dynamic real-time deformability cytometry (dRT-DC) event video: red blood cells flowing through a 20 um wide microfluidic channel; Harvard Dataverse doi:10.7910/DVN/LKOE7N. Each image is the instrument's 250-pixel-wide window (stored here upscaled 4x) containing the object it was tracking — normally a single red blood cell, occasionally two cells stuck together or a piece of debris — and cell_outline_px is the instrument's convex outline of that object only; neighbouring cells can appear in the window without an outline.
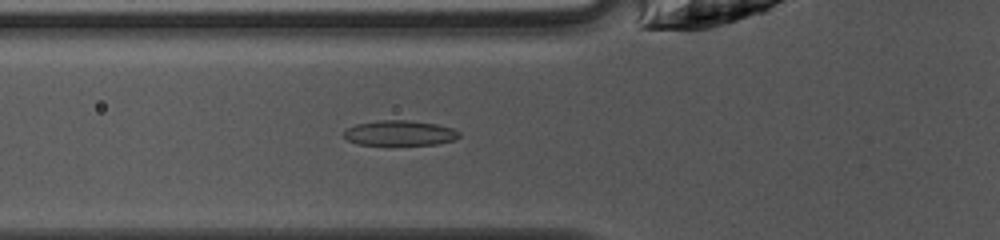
{"species": "common noctule bat (a hibernating species)", "species_latin": "Nyctalus noctula", "temperature_condition": "warm", "stored_images_in_passage": 38, "camera_frame_rate_fps": 3000, "um_per_image_px": 0.085, "animal": {"sex": "female", "body_mass_g": 10.0, "forearm_length_mm": 53.1}, "frame": {"image": 1, "passage_image": 8, "time_ms": 2.333, "image_size_px": [1000, 240], "cell_outline_px": [[460, 136], [456, 140], [436, 144], [356, 144], [348, 140], [344, 136], [344, 132], [348, 128], [356, 124], [376, 120], [408, 120], [436, 124], [452, 128], [460, 132]], "centroid_in_image_um": [34.0, 11.3], "position_along_channel_um": 91.8, "area_um2": 16.76}}
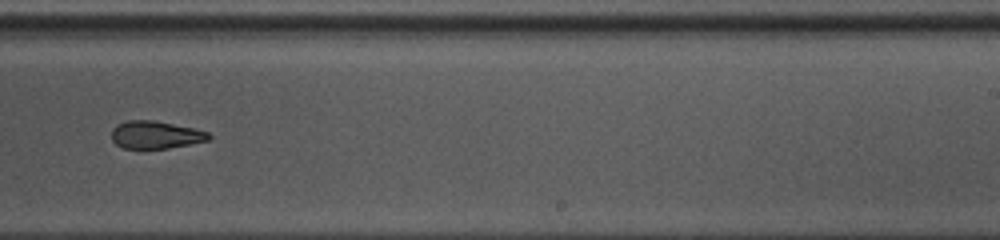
{"frame": {"image": 2, "passage_image": 21, "time_ms": 6.667, "image_size_px": [1000, 240], "cell_outline_px": [[212, 136], [208, 140], [192, 144], [168, 148], [124, 148], [116, 144], [112, 140], [112, 128], [116, 124], [128, 120], [152, 120], [196, 128], [208, 132]], "centroid_in_image_um": [13.24, 11.45], "position_along_channel_um": 275.8, "area_um2": 15.72}}
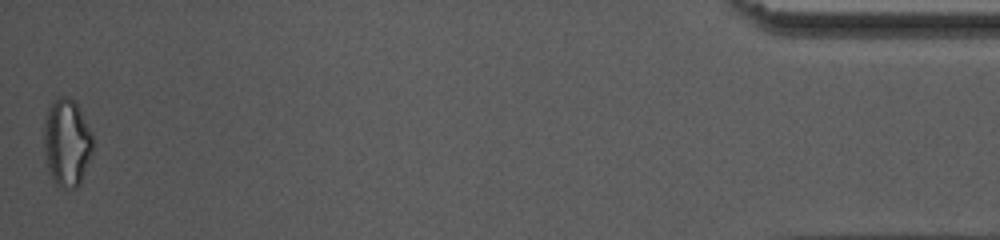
{"frame": {"image": 3, "passage_image": 38, "time_ms": 12.333, "image_size_px": [1000, 240], "cell_outline_px": [[92, 156], [80, 184], [76, 188], [64, 188], [56, 184], [52, 180], [48, 172], [44, 152], [44, 120], [48, 104], [52, 100], [60, 96], [68, 96], [76, 104], [92, 132]], "centroid_in_image_um": [5.66, 12.13], "position_along_channel_um": 429.5, "area_um2": 25.37}, "authors_computed_cell_mechanics": {"area_um2": 17.1666, "velocity_mm_per_s": 4.228, "shape_relaxation_time_tau1_ms": 6.0844, "shape_relaxation_time_tau2_ms": 5.9358, "deformation_change_tau1": 0.1729, "deformation_change_tau2": 0.1183}}